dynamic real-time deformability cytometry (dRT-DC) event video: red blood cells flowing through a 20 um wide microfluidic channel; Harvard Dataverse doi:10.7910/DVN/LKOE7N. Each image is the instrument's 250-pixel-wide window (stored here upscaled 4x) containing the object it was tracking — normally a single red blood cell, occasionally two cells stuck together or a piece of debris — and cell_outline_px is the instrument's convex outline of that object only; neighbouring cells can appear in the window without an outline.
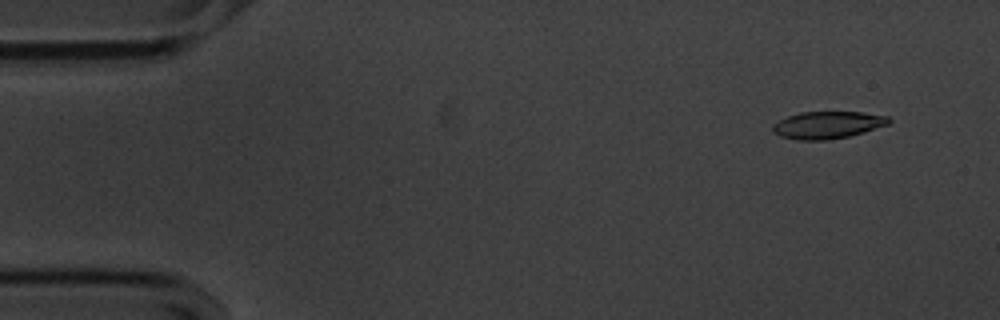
{"species": "common noctule bat (a hibernating species)", "species_latin": "Nyctalus noctula", "temperature_condition": "cold", "stored_images_in_passage": 11, "camera_frame_rate_fps": 3000, "um_per_image_px": 0.085, "animal": {"sex": "male", "body_mass_g": 20.1, "forearm_length_mm": 53.5}, "frame": {"image": 1, "passage_image": 4, "time_ms": 1.0, "image_size_px": [1000, 320], "cell_outline_px": [[892, 120], [888, 124], [848, 136], [828, 140], [796, 140], [780, 136], [772, 132], [772, 124], [776, 120], [800, 112], [860, 112], [888, 116]], "centroid_in_image_um": [70.27, 10.62], "position_along_channel_um": 14.7, "area_um2": 18.44}}